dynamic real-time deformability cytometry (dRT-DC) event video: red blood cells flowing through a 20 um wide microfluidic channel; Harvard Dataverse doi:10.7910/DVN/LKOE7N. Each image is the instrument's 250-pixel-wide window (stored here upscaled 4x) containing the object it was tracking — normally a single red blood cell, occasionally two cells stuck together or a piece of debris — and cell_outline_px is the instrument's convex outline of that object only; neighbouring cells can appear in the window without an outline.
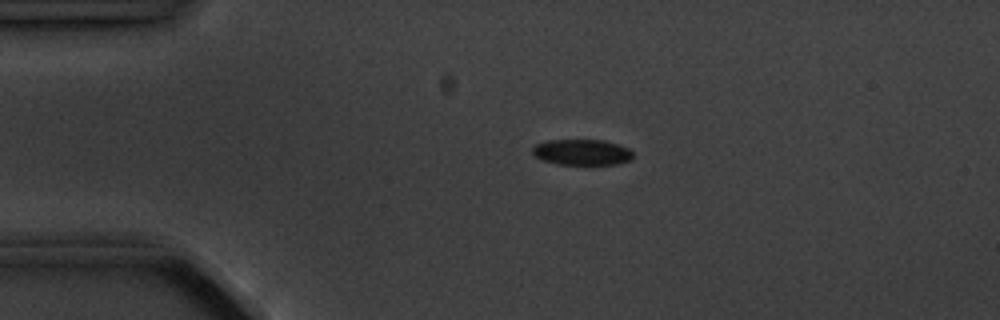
{"species": "common noctule bat (a hibernating species)", "species_latin": "Nyctalus noctula", "temperature_condition": "cold", "stored_images_in_passage": 3, "camera_frame_rate_fps": 3000, "um_per_image_px": 0.085, "animal": {"sex": "male", "body_mass_g": 20.1, "forearm_length_mm": 53.5}, "frame": {"image": 1, "passage_image": 2, "time_ms": 1.0, "image_size_px": [1000, 320], "cell_outline_px": [[632, 160], [620, 164], [556, 164], [544, 160], [536, 156], [532, 152], [532, 148], [536, 144], [548, 140], [604, 140], [628, 148], [632, 152]], "centroid_in_image_um": [49.48, 12.94], "position_along_channel_um": 35.5, "area_um2": 15.03}}